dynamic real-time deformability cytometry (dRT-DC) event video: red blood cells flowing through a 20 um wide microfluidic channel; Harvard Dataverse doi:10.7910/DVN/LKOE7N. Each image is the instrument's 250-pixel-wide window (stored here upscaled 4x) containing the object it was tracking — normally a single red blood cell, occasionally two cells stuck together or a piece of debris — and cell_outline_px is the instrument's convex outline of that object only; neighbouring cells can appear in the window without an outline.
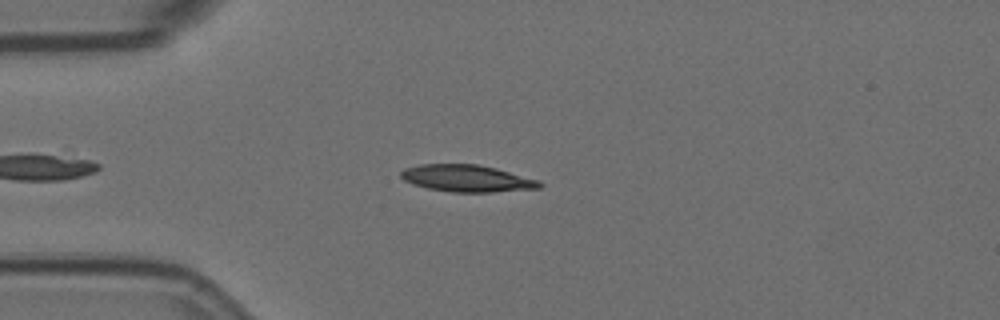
{"species": "Egyptian fruit bat (a non-hibernating species)", "species_latin": "Rousettus aegyptiacus", "temperature_condition": "room temperature", "stored_images_in_passage": 7, "camera_frame_rate_fps": 3000, "um_per_image_px": 0.085, "animal": {"sex": "female"}, "frame": {"image": 1, "passage_image": 2, "time_ms": 0.333, "image_size_px": [1000, 320], "cell_outline_px": [[544, 184], [540, 188], [492, 192], [452, 192], [428, 188], [412, 184], [404, 180], [400, 176], [400, 172], [404, 168], [420, 164], [476, 164], [496, 168], [540, 180]], "centroid_in_image_um": [39.7, 15.16], "position_along_channel_um": 45.3, "area_um2": 21.85}}
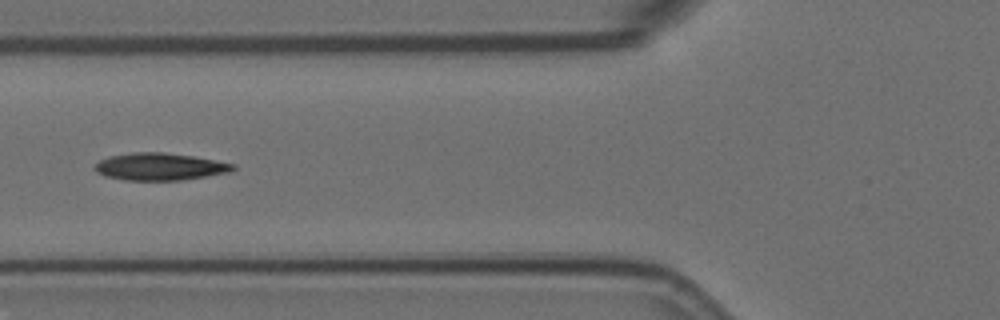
{"frame": {"image": 2, "passage_image": 4, "time_ms": 1.0, "image_size_px": [1000, 320], "cell_outline_px": [[236, 168], [228, 172], [180, 180], [124, 180], [104, 176], [96, 172], [92, 168], [100, 160], [108, 156], [132, 152], [164, 152], [192, 156], [236, 164]], "centroid_in_image_um": [13.52, 14.16], "position_along_channel_um": 112.3, "area_um2": 21.91}}
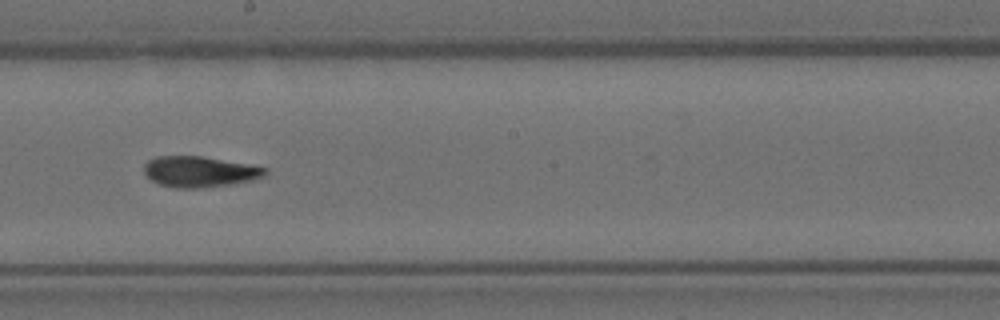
{"frame": {"image": 3, "passage_image": 7, "time_ms": 2.0, "image_size_px": [1000, 320], "cell_outline_px": [[268, 172], [264, 176], [252, 180], [232, 184], [200, 188], [176, 188], [160, 184], [152, 180], [144, 172], [144, 164], [148, 160], [156, 156], [200, 156], [248, 164], [268, 168]], "centroid_in_image_um": [16.97, 14.59], "position_along_channel_um": 231.2, "area_um2": 21.68}}